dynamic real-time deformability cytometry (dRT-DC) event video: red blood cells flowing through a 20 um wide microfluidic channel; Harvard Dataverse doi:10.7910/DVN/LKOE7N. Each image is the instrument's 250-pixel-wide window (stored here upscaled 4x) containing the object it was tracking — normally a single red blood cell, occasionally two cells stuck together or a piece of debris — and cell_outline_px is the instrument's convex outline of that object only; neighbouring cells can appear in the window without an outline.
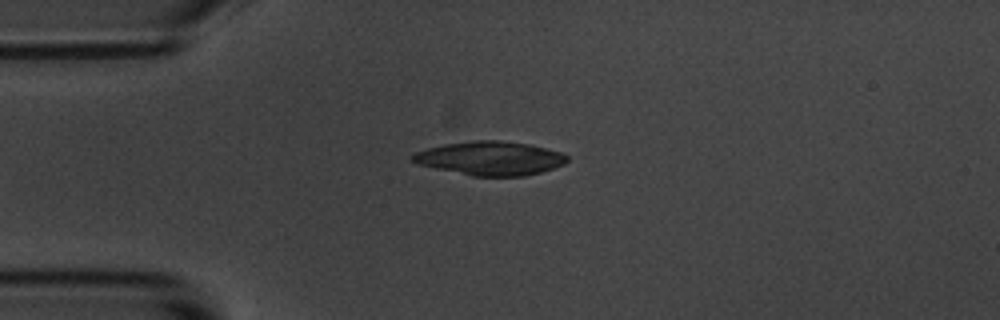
{"species": "common noctule bat (a hibernating species)", "species_latin": "Nyctalus noctula", "temperature_condition": "room temperature", "stored_images_in_passage": 12, "camera_frame_rate_fps": 3000, "um_per_image_px": 0.085, "animal": {"sex": "male", "body_mass_g": 20.1, "forearm_length_mm": 53.5}, "frame": {"image": 1, "passage_image": 1, "time_ms": 0.0, "image_size_px": [1000, 320], "cell_outline_px": [[568, 160], [564, 164], [540, 172], [524, 176], [472, 176], [416, 164], [408, 156], [412, 152], [444, 144], [472, 140], [500, 140], [528, 144], [564, 152], [568, 156]], "centroid_in_image_um": [41.64, 13.45], "position_along_channel_um": 43.4, "area_um2": 30.69}}
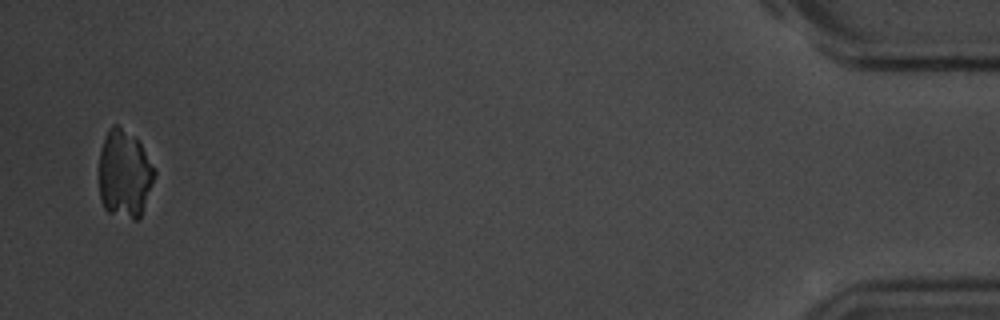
{"frame": {"image": 2, "passage_image": 12, "time_ms": 13.667, "image_size_px": [1000, 320], "cell_outline_px": [[156, 172], [140, 216], [136, 220], [132, 220], [108, 212], [104, 208], [100, 200], [100, 152], [108, 128], [112, 124], [116, 124], [136, 136], [156, 168]], "centroid_in_image_um": [10.59, 14.76], "position_along_channel_um": 424.6, "area_um2": 28.44}}